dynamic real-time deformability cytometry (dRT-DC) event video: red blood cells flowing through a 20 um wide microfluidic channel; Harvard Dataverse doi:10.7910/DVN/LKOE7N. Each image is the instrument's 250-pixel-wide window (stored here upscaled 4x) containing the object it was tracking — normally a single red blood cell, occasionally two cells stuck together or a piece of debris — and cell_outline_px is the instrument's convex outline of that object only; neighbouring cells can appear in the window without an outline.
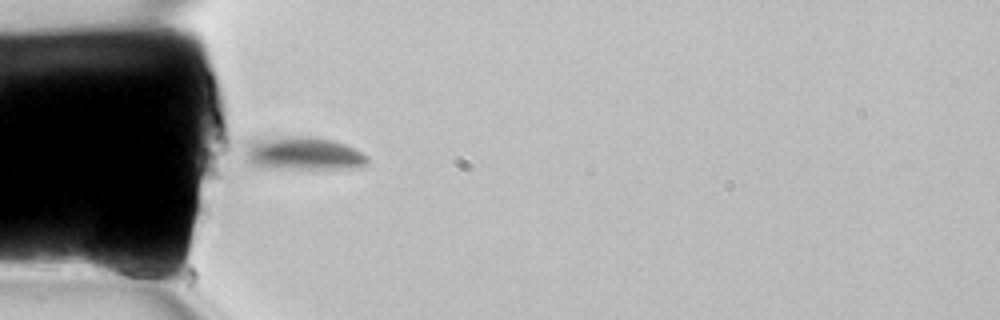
{"species": "common noctule bat (a hibernating species)", "species_latin": "Nyctalus noctula", "temperature_condition": "room temperature", "stored_images_in_passage": 3, "camera_frame_rate_fps": 3000, "um_per_image_px": 0.085, "animal": {"sex": "female", "body_mass_g": 22.7, "forearm_length_mm": 54.2}, "frame": {"image": 1, "passage_image": 1, "time_ms": 0.0, "image_size_px": [1000, 320], "cell_outline_px": [[160, 272], [156, 288], [144, 288], [92, 272], [88, 264], [88, 256], [92, 240], [96, 232], [140, 256], [156, 268]], "centroid_in_image_um": [10.27, 22.41], "position_along_channel_um": 74.7, "area_um2": 16.36}}